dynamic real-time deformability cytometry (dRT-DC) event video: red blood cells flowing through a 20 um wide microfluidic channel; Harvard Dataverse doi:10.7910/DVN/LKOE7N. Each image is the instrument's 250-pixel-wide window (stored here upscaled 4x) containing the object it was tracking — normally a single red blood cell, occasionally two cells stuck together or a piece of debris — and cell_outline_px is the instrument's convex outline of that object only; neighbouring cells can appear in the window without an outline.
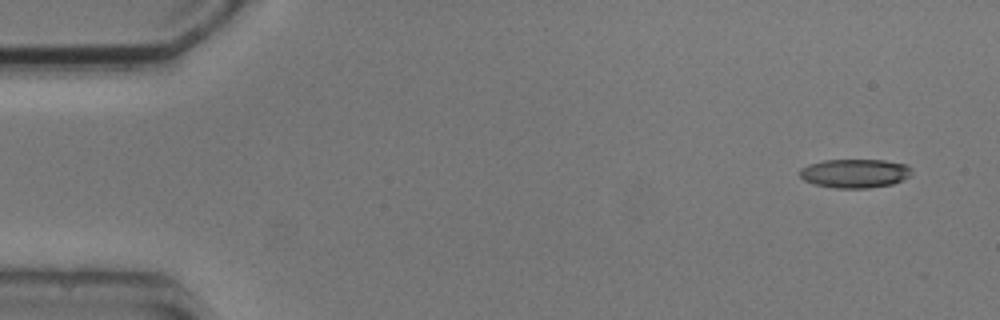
{"species": "common noctule bat (a hibernating species)", "species_latin": "Nyctalus noctula", "temperature_condition": "cold", "stored_images_in_passage": 4, "camera_frame_rate_fps": 3000, "um_per_image_px": 0.085, "animal": {"sex": "male", "body_mass_g": 20.5, "forearm_length_mm": 52.5}, "frame": {"image": 1, "passage_image": 1, "time_ms": 0.0, "image_size_px": [1000, 320], "cell_outline_px": [[912, 172], [908, 176], [892, 184], [868, 188], [836, 188], [816, 184], [804, 180], [800, 176], [800, 168], [808, 164], [824, 160], [884, 160], [908, 164], [912, 168]], "centroid_in_image_um": [72.67, 14.72], "position_along_channel_um": 12.3, "area_um2": 18.79}}